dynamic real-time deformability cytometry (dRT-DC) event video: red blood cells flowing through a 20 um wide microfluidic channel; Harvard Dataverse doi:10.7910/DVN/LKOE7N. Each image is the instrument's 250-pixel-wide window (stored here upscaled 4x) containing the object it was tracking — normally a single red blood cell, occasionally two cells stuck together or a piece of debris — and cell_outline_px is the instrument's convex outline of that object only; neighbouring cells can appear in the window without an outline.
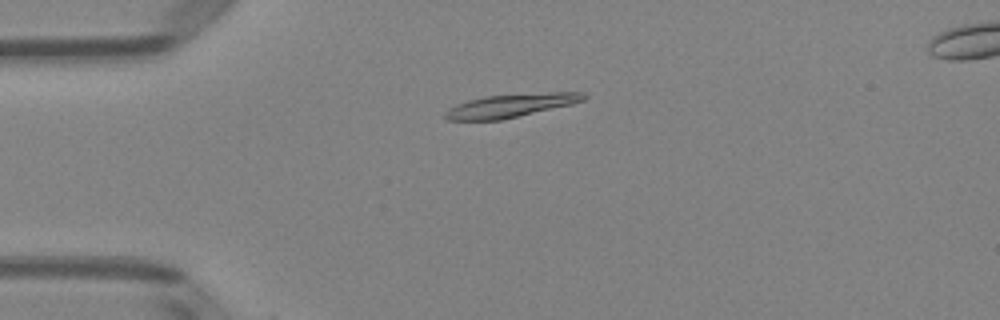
{"species": "Egyptian fruit bat (a non-hibernating species)", "species_latin": "Rousettus aegyptiacus", "temperature_condition": "room temperature", "stored_images_in_passage": 26, "camera_frame_rate_fps": 3000, "um_per_image_px": 0.085, "animal": {"sex": "female"}, "frame": {"image": 1, "passage_image": 13, "time_ms": 4.0, "image_size_px": [1000, 320], "cell_outline_px": [[588, 96], [584, 100], [572, 104], [500, 120], [448, 120], [444, 116], [444, 112], [448, 108], [456, 104], [468, 100], [484, 96], [552, 92], [584, 92]], "centroid_in_image_um": [43.4, 8.97], "position_along_channel_um": 41.6, "area_um2": 18.79}}
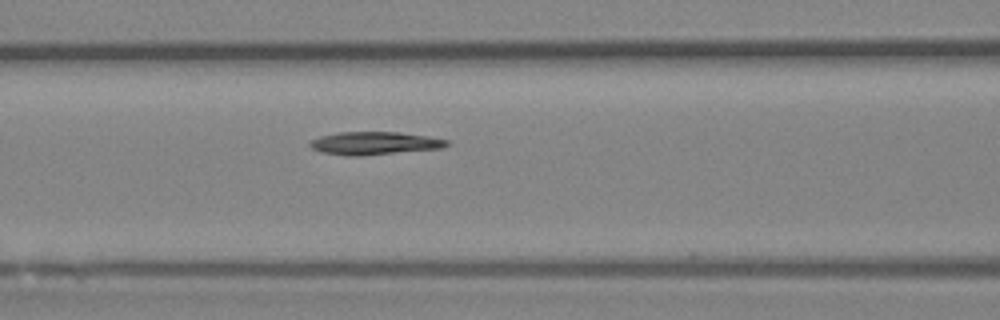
{"frame": {"image": 2, "passage_image": 22, "time_ms": 7.0, "image_size_px": [1000, 320], "cell_outline_px": [[448, 144], [440, 148], [360, 156], [348, 156], [320, 152], [312, 148], [308, 144], [312, 140], [320, 136], [340, 132], [400, 132], [428, 136], [448, 140]], "centroid_in_image_um": [31.79, 12.17], "position_along_channel_um": 134.8, "area_um2": 18.15}}
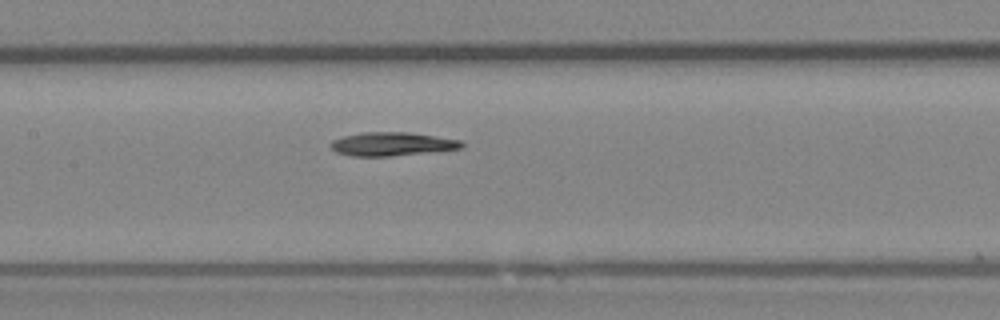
{"frame": {"image": 3, "passage_image": 25, "time_ms": 8.0, "image_size_px": [1000, 320], "cell_outline_px": [[464, 144], [460, 148], [388, 156], [352, 156], [336, 152], [328, 144], [332, 140], [344, 136], [364, 132], [408, 132], [460, 140]], "centroid_in_image_um": [33.24, 12.23], "position_along_channel_um": 174.2, "area_um2": 17.63}}